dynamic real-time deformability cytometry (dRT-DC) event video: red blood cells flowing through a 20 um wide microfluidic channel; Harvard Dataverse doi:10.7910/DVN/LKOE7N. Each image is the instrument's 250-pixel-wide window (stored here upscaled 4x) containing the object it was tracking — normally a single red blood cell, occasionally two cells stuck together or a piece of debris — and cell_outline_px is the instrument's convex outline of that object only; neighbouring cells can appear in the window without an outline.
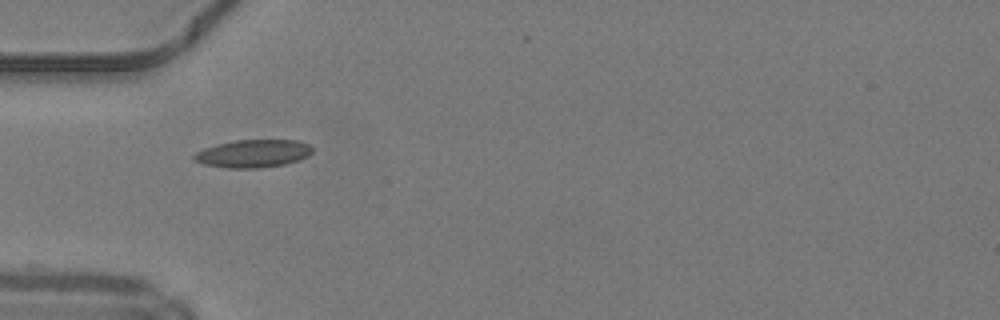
{"species": "common noctule bat (a hibernating species)", "species_latin": "Nyctalus noctula", "temperature_condition": "warm", "stored_images_in_passage": 30, "camera_frame_rate_fps": 3000, "um_per_image_px": 0.085, "animal": {"sex": "male", "body_mass_g": 19.2, "forearm_length_mm": 51.8}, "frame": {"image": 1, "passage_image": 1, "time_ms": 0.0, "image_size_px": [1000, 320], "cell_outline_px": [[312, 152], [308, 156], [300, 160], [284, 164], [260, 168], [228, 168], [204, 164], [192, 160], [192, 156], [196, 152], [204, 148], [216, 144], [236, 140], [300, 140], [308, 144], [312, 148]], "centroid_in_image_um": [21.51, 13.05], "position_along_channel_um": 63.5, "area_um2": 19.31}, "authors_computed_cell_mechanics": {"area_um2": 17.9469, "velocity_mm_per_s": 4.1891, "shape_relaxation_time_tau1_ms": 5.0003, "shape_relaxation_time_tau2_ms": 2.5029, "deformation_change_tau1": 0.1135, "deformation_change_tau2": 0.0766}}